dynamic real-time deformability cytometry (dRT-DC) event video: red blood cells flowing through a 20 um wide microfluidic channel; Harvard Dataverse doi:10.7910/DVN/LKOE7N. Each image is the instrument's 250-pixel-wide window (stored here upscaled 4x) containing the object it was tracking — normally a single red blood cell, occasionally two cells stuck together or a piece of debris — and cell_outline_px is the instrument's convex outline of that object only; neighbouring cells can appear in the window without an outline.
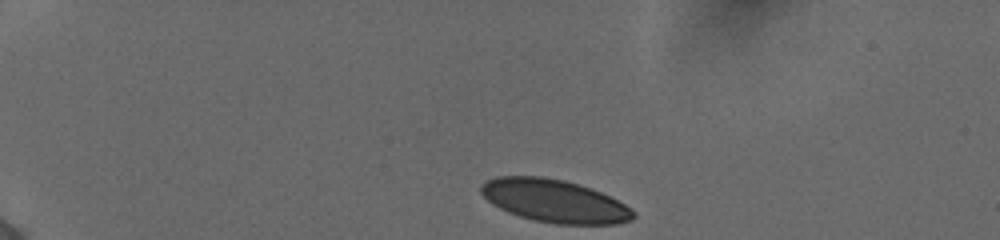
{"species": "human", "species_latin": "Homo sapiens", "temperature_condition": "cold", "stored_images_in_passage": 43, "camera_frame_rate_fps": 3000, "um_per_image_px": 0.085, "donor": {"sex": "female"}, "frame": {"image": 1, "passage_image": 1, "time_ms": 0.0, "image_size_px": [1000, 240], "cell_outline_px": [[636, 216], [632, 220], [616, 224], [556, 224], [532, 220], [508, 212], [492, 204], [480, 192], [480, 184], [496, 176], [540, 176], [564, 180], [592, 188], [624, 204], [636, 212]], "centroid_in_image_um": [47.12, 17.08], "position_along_channel_um": 37.9, "area_um2": 38.03}}
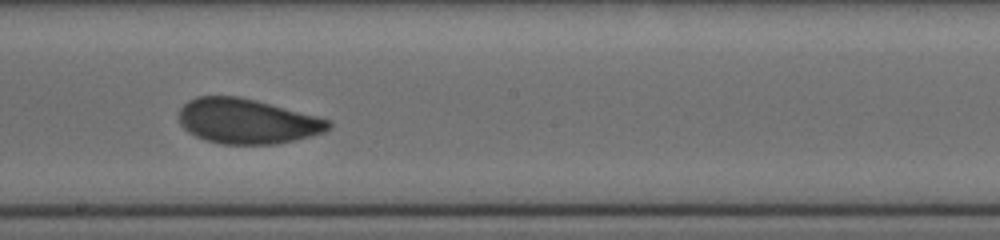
{"frame": {"image": 2, "passage_image": 22, "time_ms": 7.0, "image_size_px": [1000, 240], "cell_outline_px": [[332, 128], [324, 132], [312, 136], [296, 140], [276, 144], [220, 144], [196, 136], [188, 132], [180, 124], [180, 108], [188, 100], [196, 96], [240, 96], [256, 100], [316, 116], [328, 120], [332, 124]], "centroid_in_image_um": [21.01, 10.3], "position_along_channel_um": 227.2, "area_um2": 39.19}}
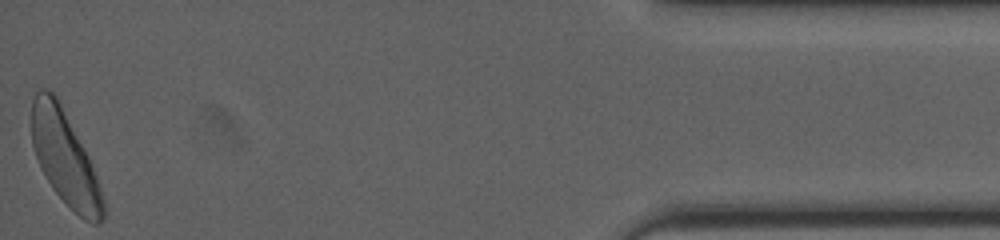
{"frame": {"image": 3, "passage_image": 43, "time_ms": 14.0, "image_size_px": [1000, 240], "cell_outline_px": [[108, 208], [104, 220], [100, 224], [92, 224], [84, 220], [52, 188], [40, 168], [32, 144], [32, 100], [36, 92], [40, 88], [44, 88], [52, 92], [56, 96], [88, 156], [104, 196]], "centroid_in_image_um": [5.55, 13.5], "position_along_channel_um": 429.6, "area_um2": 38.84}, "authors_computed_cell_mechanics": {"area_um2": 38.8994, "velocity_mm_per_s": 3.8379, "shape_relaxation_time_tau1_ms": 2.7224, "shape_relaxation_time_tau2_ms": 1.4764, "deformation_change_tau1": 0.0948, "deformation_change_tau2": 0.0485}}